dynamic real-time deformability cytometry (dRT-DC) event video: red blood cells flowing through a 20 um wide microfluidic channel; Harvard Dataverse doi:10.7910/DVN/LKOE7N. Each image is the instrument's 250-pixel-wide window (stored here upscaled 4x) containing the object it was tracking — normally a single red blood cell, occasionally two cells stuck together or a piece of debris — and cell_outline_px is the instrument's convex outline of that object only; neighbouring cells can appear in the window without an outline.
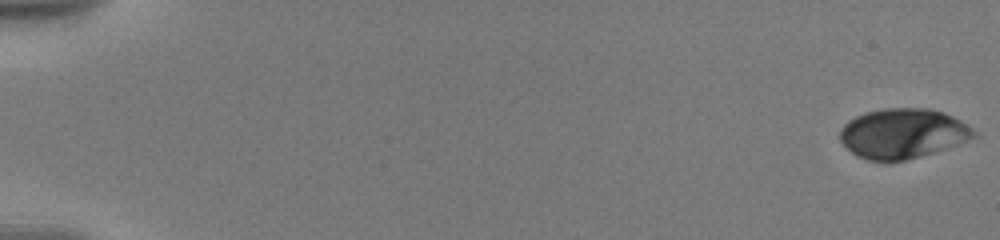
{"species": "human", "species_latin": "Homo sapiens", "temperature_condition": "warm", "stored_images_in_passage": 64, "camera_frame_rate_fps": 3000, "um_per_image_px": 0.085, "donor": {"sex": "male"}, "frame": {"image": 1, "passage_image": 1, "time_ms": 0.0, "image_size_px": [1000, 240], "cell_outline_px": [[976, 136], [944, 148], [920, 156], [904, 160], [868, 160], [852, 152], [840, 140], [840, 128], [848, 120], [864, 112], [884, 108], [928, 108], [944, 112], [960, 120], [972, 128], [976, 132]], "centroid_in_image_um": [76.7, 11.31], "position_along_channel_um": 8.3, "area_um2": 38.32}}
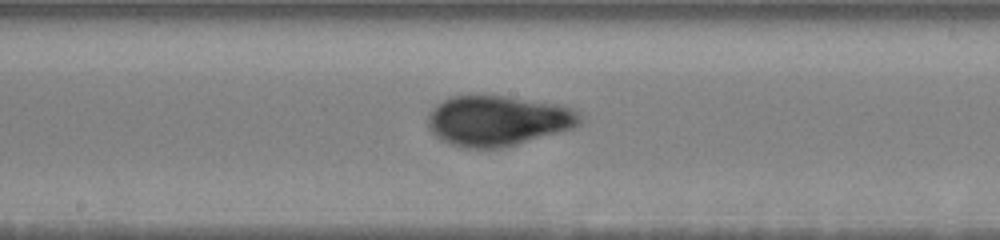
{"frame": {"image": 2, "passage_image": 38, "time_ms": 10.667, "image_size_px": [1000, 240], "cell_outline_px": [[584, 116], [580, 124], [572, 128], [516, 144], [500, 148], [460, 148], [440, 140], [428, 128], [428, 116], [432, 108], [436, 104], [452, 96], [476, 92], [504, 96], [556, 104], [576, 108]], "centroid_in_image_um": [42.29, 10.23], "position_along_channel_um": 205.9, "area_um2": 45.32}}
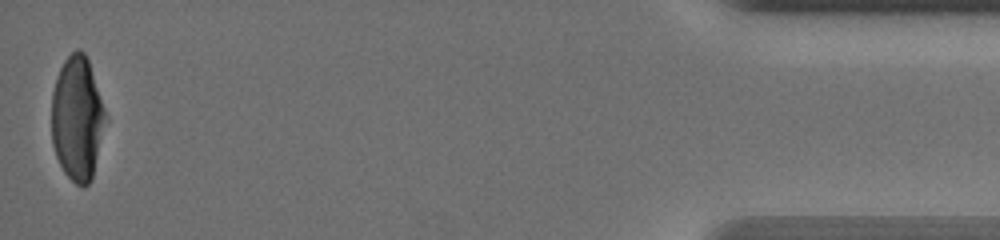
{"frame": {"image": 3, "passage_image": 63, "time_ms": 19.0, "image_size_px": [1000, 240], "cell_outline_px": [[108, 116], [92, 176], [88, 184], [84, 188], [76, 184], [64, 172], [56, 156], [52, 144], [52, 92], [56, 76], [64, 60], [76, 48], [84, 52], [88, 60]], "centroid_in_image_um": [6.57, 10.05], "position_along_channel_um": 428.6, "area_um2": 39.19}, "authors_computed_cell_mechanics": {"area_um2": 40.9802, "velocity_mm_per_s": 3.5739, "shape_relaxation_time_tau1_ms": 7.9691, "shape_relaxation_time_tau2_ms": null, "deformation_change_tau1": 0.2397, "deformation_change_tau2": null}}